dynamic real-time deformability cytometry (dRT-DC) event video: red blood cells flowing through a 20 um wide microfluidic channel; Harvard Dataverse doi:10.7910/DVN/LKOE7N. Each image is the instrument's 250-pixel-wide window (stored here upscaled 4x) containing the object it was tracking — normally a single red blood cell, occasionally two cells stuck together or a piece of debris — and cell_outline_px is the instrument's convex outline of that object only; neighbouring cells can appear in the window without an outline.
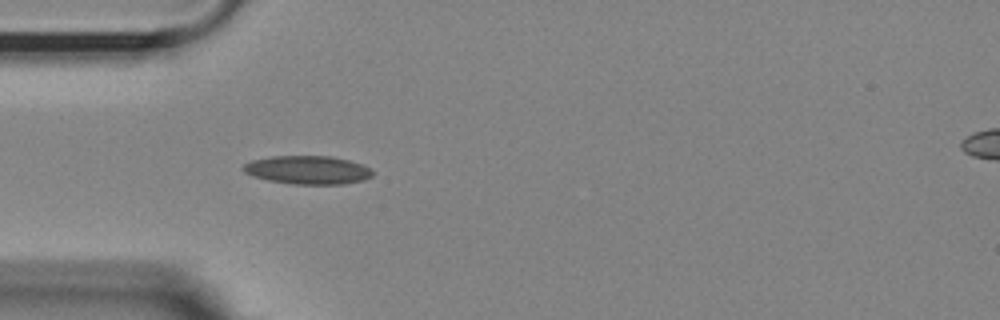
{"species": "Egyptian fruit bat (a non-hibernating species)", "species_latin": "Rousettus aegyptiacus", "temperature_condition": "room temperature", "stored_images_in_passage": 18, "camera_frame_rate_fps": 3000, "um_per_image_px": 0.085, "animal": {"sex": "female"}, "frame": {"image": 1, "passage_image": 1, "time_ms": 0.0, "image_size_px": [1000, 320], "cell_outline_px": [[372, 176], [364, 180], [344, 184], [292, 184], [268, 180], [252, 176], [244, 172], [240, 168], [244, 164], [252, 160], [272, 156], [332, 156], [364, 164], [372, 172]], "centroid_in_image_um": [26.13, 14.44], "position_along_channel_um": 58.9, "area_um2": 21.5}}
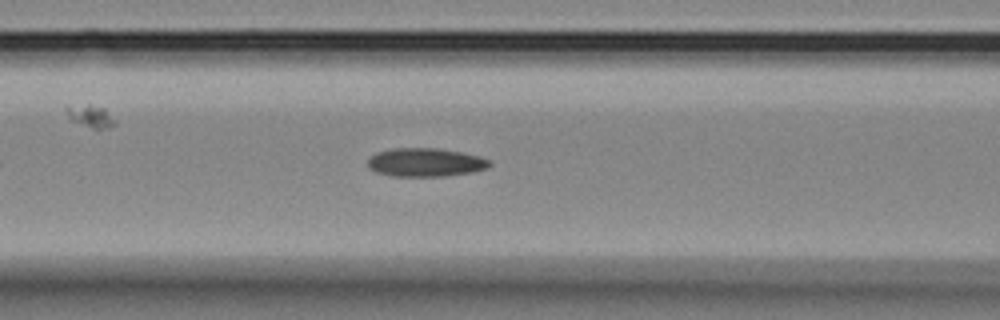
{"frame": {"image": 2, "passage_image": 7, "time_ms": 2.0, "image_size_px": [1000, 320], "cell_outline_px": [[492, 164], [488, 168], [472, 172], [444, 176], [392, 176], [376, 172], [368, 168], [368, 160], [376, 152], [392, 148], [436, 148], [460, 152], [480, 156], [488, 160]], "centroid_in_image_um": [36.15, 13.8], "position_along_channel_um": 130.4, "area_um2": 20.23}}
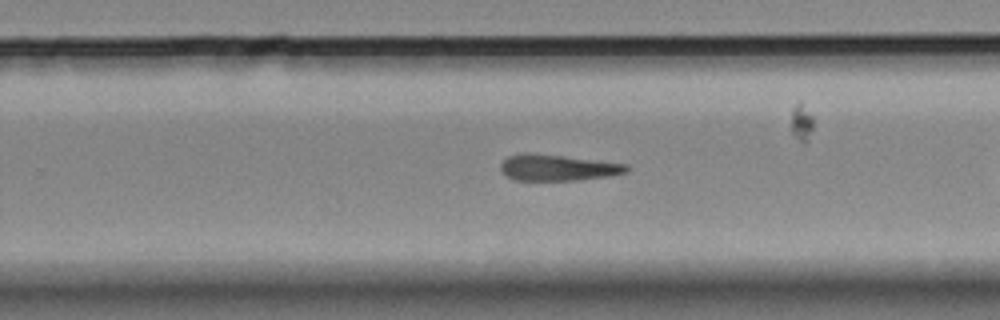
{"frame": {"image": 3, "passage_image": 16, "time_ms": 5.0, "image_size_px": [1000, 320], "cell_outline_px": [[628, 172], [612, 176], [576, 180], [512, 180], [500, 172], [500, 164], [508, 156], [524, 152], [528, 152], [564, 156], [628, 164]], "centroid_in_image_um": [47.37, 14.25], "position_along_channel_um": 282.4, "area_um2": 19.42}}